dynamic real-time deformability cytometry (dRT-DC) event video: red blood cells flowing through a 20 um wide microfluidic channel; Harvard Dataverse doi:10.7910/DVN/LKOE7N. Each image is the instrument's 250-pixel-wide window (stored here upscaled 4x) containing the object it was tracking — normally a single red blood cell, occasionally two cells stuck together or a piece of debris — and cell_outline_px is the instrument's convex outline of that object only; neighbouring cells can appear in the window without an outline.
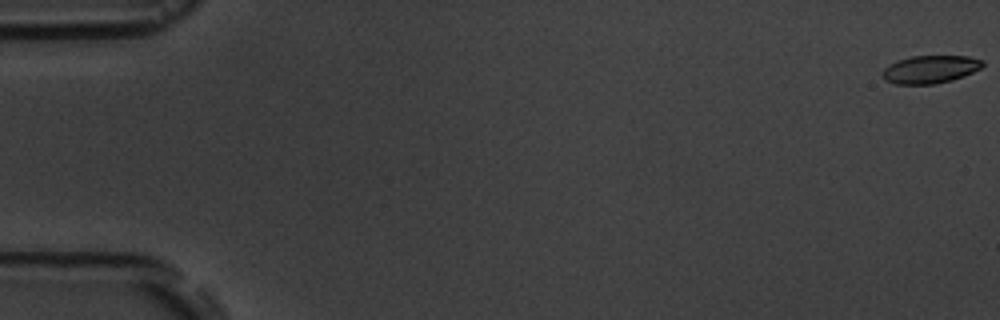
{"species": "common noctule bat (a hibernating species)", "species_latin": "Nyctalus noctula", "temperature_condition": "room temperature", "stored_images_in_passage": 5, "camera_frame_rate_fps": 3000, "um_per_image_px": 0.085, "animal": {"sex": "male", "body_mass_g": 19.5, "forearm_length_mm": 54.6}, "frame": {"image": 1, "passage_image": 1, "time_ms": 0.0, "image_size_px": [1000, 320], "cell_outline_px": [[984, 64], [980, 68], [964, 76], [952, 80], [932, 84], [896, 84], [884, 80], [880, 76], [884, 68], [900, 60], [912, 56], [968, 56], [984, 60]], "centroid_in_image_um": [79.07, 5.9], "position_along_channel_um": 5.9, "area_um2": 16.18}}
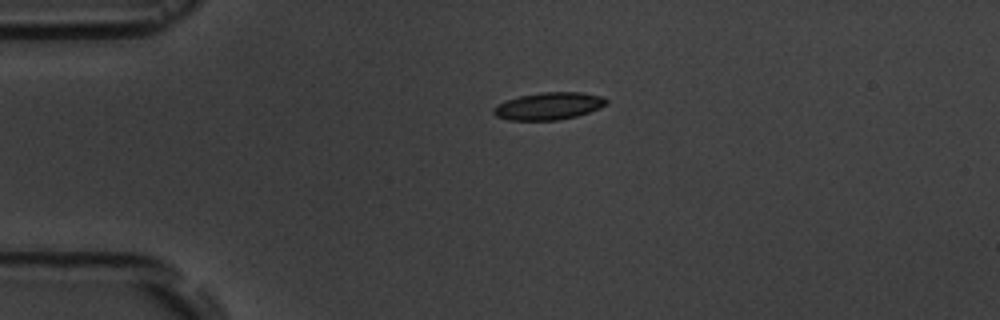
{"frame": {"image": 2, "passage_image": 4, "time_ms": 4.333, "image_size_px": [1000, 320], "cell_outline_px": [[608, 104], [600, 108], [576, 116], [556, 120], [508, 120], [496, 116], [492, 112], [492, 108], [496, 104], [520, 96], [540, 92], [580, 92], [604, 96], [608, 100]], "centroid_in_image_um": [46.65, 9.01], "position_along_channel_um": 38.4, "area_um2": 18.03}}